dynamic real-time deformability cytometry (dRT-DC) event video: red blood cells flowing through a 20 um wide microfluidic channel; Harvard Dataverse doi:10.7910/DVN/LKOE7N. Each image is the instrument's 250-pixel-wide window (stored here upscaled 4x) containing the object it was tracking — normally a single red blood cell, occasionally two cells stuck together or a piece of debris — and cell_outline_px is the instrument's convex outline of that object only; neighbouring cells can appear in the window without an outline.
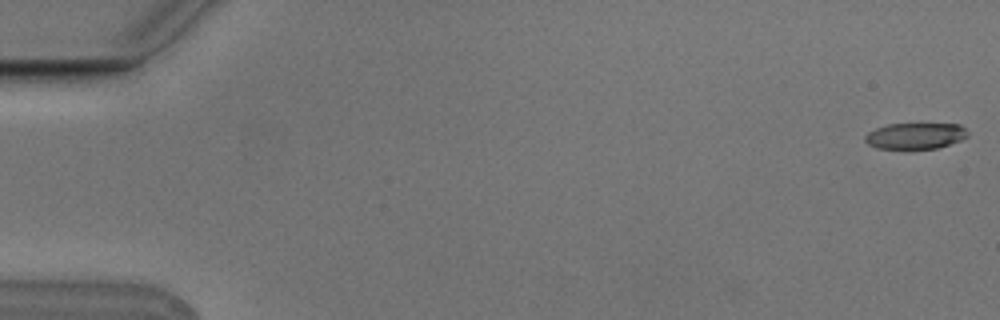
{"species": "Egyptian fruit bat (a non-hibernating species)", "species_latin": "Rousettus aegyptiacus", "temperature_condition": "cold", "stored_images_in_passage": 3, "camera_frame_rate_fps": 3000, "um_per_image_px": 0.085, "animal": {"sex": "male"}, "frame": {"image": 1, "passage_image": 1, "time_ms": 0.0, "image_size_px": [1000, 320], "cell_outline_px": [[968, 136], [960, 140], [936, 148], [876, 148], [868, 144], [864, 140], [864, 136], [868, 132], [876, 128], [888, 124], [960, 124], [968, 132]], "centroid_in_image_um": [77.78, 11.54], "position_along_channel_um": 7.2, "area_um2": 15.43}}